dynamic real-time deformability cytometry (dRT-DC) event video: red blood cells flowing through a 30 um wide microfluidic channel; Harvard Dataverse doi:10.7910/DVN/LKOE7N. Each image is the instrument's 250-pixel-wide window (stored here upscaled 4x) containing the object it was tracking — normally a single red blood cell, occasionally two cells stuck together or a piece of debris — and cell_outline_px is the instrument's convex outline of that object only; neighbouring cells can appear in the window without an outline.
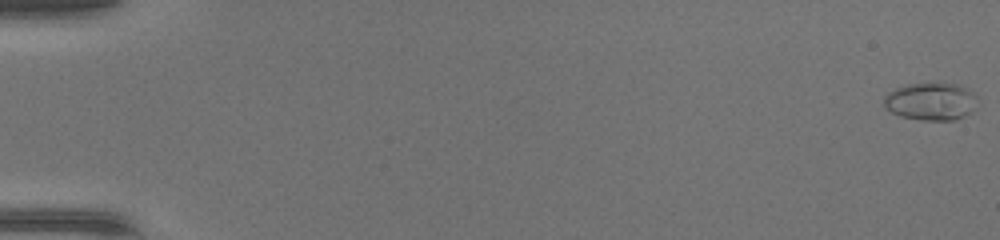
{"species": "common noctule bat (a hibernating species)", "species_latin": "Nyctalus noctula", "temperature_condition": "warm", "stored_images_in_passage": 49, "camera_frame_rate_fps": 3000, "um_per_image_px": 0.085, "animal": {"sex": "female", "body_mass_g": 17.0, "forearm_length_mm": 48.0}, "frame": {"image": 1, "passage_image": 1, "time_ms": 0.0, "image_size_px": [1000, 240], "cell_outline_px": [[976, 96], [972, 112], [956, 120], [924, 120], [900, 116], [884, 108], [884, 96], [888, 92], [896, 88], [908, 84], [936, 80], [940, 80], [960, 84], [968, 88]], "centroid_in_image_um": [79.12, 8.57], "position_along_channel_um": 5.9, "area_um2": 21.15}}
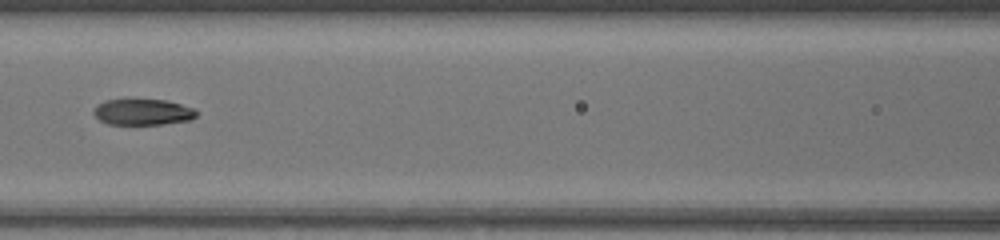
{"frame": {"image": 2, "passage_image": 24, "time_ms": 7.667, "image_size_px": [1000, 240], "cell_outline_px": [[200, 112], [192, 120], [164, 124], [108, 124], [100, 120], [92, 112], [96, 104], [104, 100], [168, 100], [196, 108]], "centroid_in_image_um": [12.19, 9.52], "position_along_channel_um": 154.4, "area_um2": 15.84}}
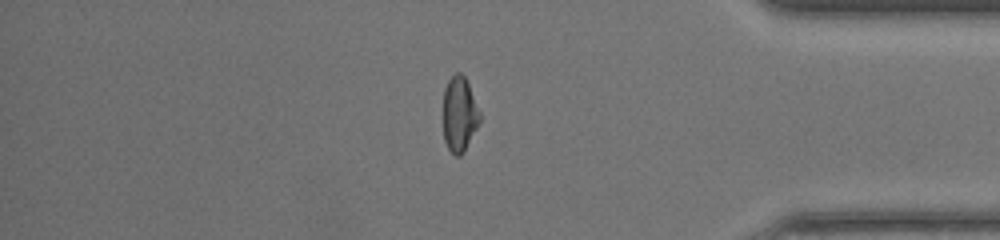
{"frame": {"image": 3, "passage_image": 42, "time_ms": 13.667, "image_size_px": [1000, 240], "cell_outline_px": [[480, 120], [464, 152], [460, 156], [456, 156], [448, 148], [444, 140], [444, 88], [448, 80], [456, 72], [460, 72], [464, 76], [468, 84], [480, 112]], "centroid_in_image_um": [39.04, 9.7], "position_along_channel_um": 396.2, "area_um2": 15.78}, "authors_computed_cell_mechanics": {"area_um2": 16.8198, "velocity_mm_per_s": 4.4335, "shape_relaxation_time_tau1_ms": 8.5003, "shape_relaxation_time_tau2_ms": 1.7717, "deformation_change_tau1": 0.3137, "deformation_change_tau2": 0.0744}}